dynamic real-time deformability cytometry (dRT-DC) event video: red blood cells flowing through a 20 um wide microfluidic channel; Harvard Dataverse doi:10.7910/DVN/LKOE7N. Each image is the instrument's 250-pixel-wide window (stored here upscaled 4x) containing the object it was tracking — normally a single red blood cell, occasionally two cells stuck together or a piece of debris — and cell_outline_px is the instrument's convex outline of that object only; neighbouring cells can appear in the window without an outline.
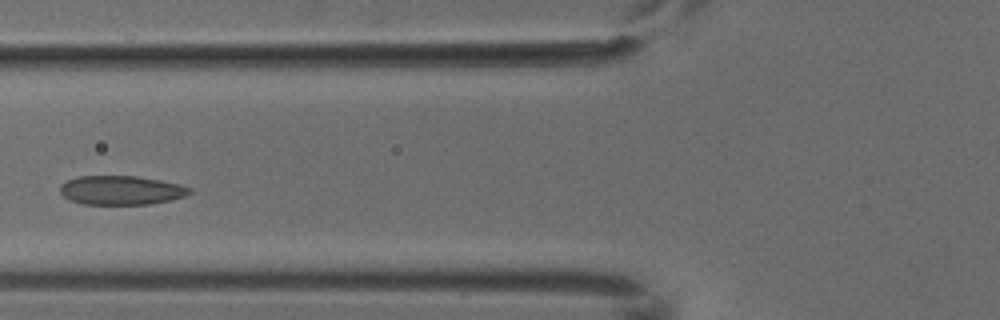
{"species": "common noctule bat (a hibernating species)", "species_latin": "Nyctalus noctula", "temperature_condition": "cold", "stored_images_in_passage": 6, "camera_frame_rate_fps": 3000, "um_per_image_px": 0.085, "animal": {"sex": "male", "body_mass_g": 18.8}, "frame": {"image": 1, "passage_image": 5, "time_ms": 1.333, "image_size_px": [1000, 320], "cell_outline_px": [[192, 192], [184, 196], [172, 200], [152, 204], [84, 204], [72, 200], [64, 196], [60, 192], [60, 184], [76, 176], [136, 176], [160, 180], [180, 184], [192, 188]], "centroid_in_image_um": [10.32, 16.16], "position_along_channel_um": 115.5, "area_um2": 21.96}}
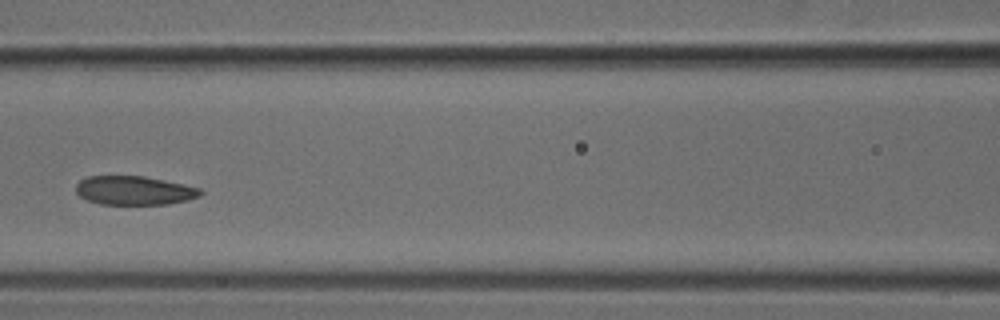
{"frame": {"image": 2, "passage_image": 6, "time_ms": 1.667, "image_size_px": [1000, 320], "cell_outline_px": [[204, 192], [200, 196], [168, 204], [100, 204], [88, 200], [80, 196], [76, 192], [76, 184], [80, 180], [88, 176], [144, 176], [164, 180], [200, 188]], "centroid_in_image_um": [11.39, 16.18], "position_along_channel_um": 155.2, "area_um2": 20.81}}